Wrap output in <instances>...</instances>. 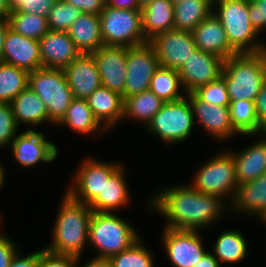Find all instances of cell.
I'll use <instances>...</instances> for the list:
<instances>
[{"label": "cell", "mask_w": 266, "mask_h": 267, "mask_svg": "<svg viewBox=\"0 0 266 267\" xmlns=\"http://www.w3.org/2000/svg\"><path fill=\"white\" fill-rule=\"evenodd\" d=\"M41 68L64 69L81 53L67 31H49L41 39Z\"/></svg>", "instance_id": "20"}, {"label": "cell", "mask_w": 266, "mask_h": 267, "mask_svg": "<svg viewBox=\"0 0 266 267\" xmlns=\"http://www.w3.org/2000/svg\"><path fill=\"white\" fill-rule=\"evenodd\" d=\"M154 0H138V3L141 8L145 7L147 4L151 3Z\"/></svg>", "instance_id": "54"}, {"label": "cell", "mask_w": 266, "mask_h": 267, "mask_svg": "<svg viewBox=\"0 0 266 267\" xmlns=\"http://www.w3.org/2000/svg\"><path fill=\"white\" fill-rule=\"evenodd\" d=\"M254 102L260 136L261 134H266V80Z\"/></svg>", "instance_id": "45"}, {"label": "cell", "mask_w": 266, "mask_h": 267, "mask_svg": "<svg viewBox=\"0 0 266 267\" xmlns=\"http://www.w3.org/2000/svg\"><path fill=\"white\" fill-rule=\"evenodd\" d=\"M141 11L142 30L147 42L155 35L174 29V5L170 0H154Z\"/></svg>", "instance_id": "28"}, {"label": "cell", "mask_w": 266, "mask_h": 267, "mask_svg": "<svg viewBox=\"0 0 266 267\" xmlns=\"http://www.w3.org/2000/svg\"><path fill=\"white\" fill-rule=\"evenodd\" d=\"M11 12L8 0H0V15L8 17Z\"/></svg>", "instance_id": "52"}, {"label": "cell", "mask_w": 266, "mask_h": 267, "mask_svg": "<svg viewBox=\"0 0 266 267\" xmlns=\"http://www.w3.org/2000/svg\"><path fill=\"white\" fill-rule=\"evenodd\" d=\"M221 78L230 101H255L266 80V50L229 57L224 61Z\"/></svg>", "instance_id": "3"}, {"label": "cell", "mask_w": 266, "mask_h": 267, "mask_svg": "<svg viewBox=\"0 0 266 267\" xmlns=\"http://www.w3.org/2000/svg\"><path fill=\"white\" fill-rule=\"evenodd\" d=\"M140 238L133 225L117 214L92 212L88 244L97 250L95 257L110 258L130 248Z\"/></svg>", "instance_id": "5"}, {"label": "cell", "mask_w": 266, "mask_h": 267, "mask_svg": "<svg viewBox=\"0 0 266 267\" xmlns=\"http://www.w3.org/2000/svg\"><path fill=\"white\" fill-rule=\"evenodd\" d=\"M8 29H9L8 17L0 15V58L2 57L4 40Z\"/></svg>", "instance_id": "51"}, {"label": "cell", "mask_w": 266, "mask_h": 267, "mask_svg": "<svg viewBox=\"0 0 266 267\" xmlns=\"http://www.w3.org/2000/svg\"><path fill=\"white\" fill-rule=\"evenodd\" d=\"M182 88L178 70L159 66L154 72L149 90L164 102L176 101L182 99L184 94L180 92Z\"/></svg>", "instance_id": "33"}, {"label": "cell", "mask_w": 266, "mask_h": 267, "mask_svg": "<svg viewBox=\"0 0 266 267\" xmlns=\"http://www.w3.org/2000/svg\"><path fill=\"white\" fill-rule=\"evenodd\" d=\"M65 125L77 134H93L95 136L96 132L99 131L105 133L107 130L99 123L95 118L91 108L89 107L86 99H76L74 98L64 117L57 124Z\"/></svg>", "instance_id": "29"}, {"label": "cell", "mask_w": 266, "mask_h": 267, "mask_svg": "<svg viewBox=\"0 0 266 267\" xmlns=\"http://www.w3.org/2000/svg\"><path fill=\"white\" fill-rule=\"evenodd\" d=\"M121 165L107 180L104 182L102 191L89 204L94 212L114 213L120 208L129 205L131 200L129 186L126 181V173Z\"/></svg>", "instance_id": "24"}, {"label": "cell", "mask_w": 266, "mask_h": 267, "mask_svg": "<svg viewBox=\"0 0 266 267\" xmlns=\"http://www.w3.org/2000/svg\"><path fill=\"white\" fill-rule=\"evenodd\" d=\"M147 204L164 216V227L177 230L200 231L218 222L226 210L229 212V204L220 196L204 194L188 184L169 185L148 199Z\"/></svg>", "instance_id": "1"}, {"label": "cell", "mask_w": 266, "mask_h": 267, "mask_svg": "<svg viewBox=\"0 0 266 267\" xmlns=\"http://www.w3.org/2000/svg\"><path fill=\"white\" fill-rule=\"evenodd\" d=\"M40 250L29 255L22 256L18 251L10 262L9 267H39Z\"/></svg>", "instance_id": "47"}, {"label": "cell", "mask_w": 266, "mask_h": 267, "mask_svg": "<svg viewBox=\"0 0 266 267\" xmlns=\"http://www.w3.org/2000/svg\"><path fill=\"white\" fill-rule=\"evenodd\" d=\"M234 129L241 135H258L259 124L255 112V102L248 100L230 101L228 105Z\"/></svg>", "instance_id": "36"}, {"label": "cell", "mask_w": 266, "mask_h": 267, "mask_svg": "<svg viewBox=\"0 0 266 267\" xmlns=\"http://www.w3.org/2000/svg\"><path fill=\"white\" fill-rule=\"evenodd\" d=\"M8 19L10 29L30 39L39 40L50 31L47 17L38 14L12 11Z\"/></svg>", "instance_id": "35"}, {"label": "cell", "mask_w": 266, "mask_h": 267, "mask_svg": "<svg viewBox=\"0 0 266 267\" xmlns=\"http://www.w3.org/2000/svg\"><path fill=\"white\" fill-rule=\"evenodd\" d=\"M79 259L80 257L76 258L75 267H78L77 264H79L78 262ZM83 265L82 267H113L109 258H100V257H93L90 261H88L86 264Z\"/></svg>", "instance_id": "50"}, {"label": "cell", "mask_w": 266, "mask_h": 267, "mask_svg": "<svg viewBox=\"0 0 266 267\" xmlns=\"http://www.w3.org/2000/svg\"><path fill=\"white\" fill-rule=\"evenodd\" d=\"M194 93L209 104L225 107L230 104L228 90L222 78L199 87Z\"/></svg>", "instance_id": "39"}, {"label": "cell", "mask_w": 266, "mask_h": 267, "mask_svg": "<svg viewBox=\"0 0 266 267\" xmlns=\"http://www.w3.org/2000/svg\"><path fill=\"white\" fill-rule=\"evenodd\" d=\"M76 258L72 255L53 253L43 248L40 249L39 267H75Z\"/></svg>", "instance_id": "42"}, {"label": "cell", "mask_w": 266, "mask_h": 267, "mask_svg": "<svg viewBox=\"0 0 266 267\" xmlns=\"http://www.w3.org/2000/svg\"><path fill=\"white\" fill-rule=\"evenodd\" d=\"M224 59L198 48L178 70L183 92H195L199 87L221 78Z\"/></svg>", "instance_id": "15"}, {"label": "cell", "mask_w": 266, "mask_h": 267, "mask_svg": "<svg viewBox=\"0 0 266 267\" xmlns=\"http://www.w3.org/2000/svg\"><path fill=\"white\" fill-rule=\"evenodd\" d=\"M261 137V139H260ZM241 151L228 152L233 156L238 185L255 180L266 173V134Z\"/></svg>", "instance_id": "22"}, {"label": "cell", "mask_w": 266, "mask_h": 267, "mask_svg": "<svg viewBox=\"0 0 266 267\" xmlns=\"http://www.w3.org/2000/svg\"><path fill=\"white\" fill-rule=\"evenodd\" d=\"M82 11L64 0H55L48 13L47 21L51 31H68Z\"/></svg>", "instance_id": "38"}, {"label": "cell", "mask_w": 266, "mask_h": 267, "mask_svg": "<svg viewBox=\"0 0 266 267\" xmlns=\"http://www.w3.org/2000/svg\"><path fill=\"white\" fill-rule=\"evenodd\" d=\"M163 230L161 243L173 266L194 267L207 252L198 230Z\"/></svg>", "instance_id": "12"}, {"label": "cell", "mask_w": 266, "mask_h": 267, "mask_svg": "<svg viewBox=\"0 0 266 267\" xmlns=\"http://www.w3.org/2000/svg\"><path fill=\"white\" fill-rule=\"evenodd\" d=\"M204 164L195 172L189 185L199 192L220 196L231 203L238 186L233 156L223 149Z\"/></svg>", "instance_id": "7"}, {"label": "cell", "mask_w": 266, "mask_h": 267, "mask_svg": "<svg viewBox=\"0 0 266 267\" xmlns=\"http://www.w3.org/2000/svg\"><path fill=\"white\" fill-rule=\"evenodd\" d=\"M220 266H221L220 262L213 255V253L207 251L194 267H220Z\"/></svg>", "instance_id": "49"}, {"label": "cell", "mask_w": 266, "mask_h": 267, "mask_svg": "<svg viewBox=\"0 0 266 267\" xmlns=\"http://www.w3.org/2000/svg\"><path fill=\"white\" fill-rule=\"evenodd\" d=\"M91 54L95 59L102 86L122 95L127 74V47L103 45Z\"/></svg>", "instance_id": "17"}, {"label": "cell", "mask_w": 266, "mask_h": 267, "mask_svg": "<svg viewBox=\"0 0 266 267\" xmlns=\"http://www.w3.org/2000/svg\"><path fill=\"white\" fill-rule=\"evenodd\" d=\"M3 167H4L3 164L0 162V188H2V185H4V180H5V178H4L5 169Z\"/></svg>", "instance_id": "53"}, {"label": "cell", "mask_w": 266, "mask_h": 267, "mask_svg": "<svg viewBox=\"0 0 266 267\" xmlns=\"http://www.w3.org/2000/svg\"><path fill=\"white\" fill-rule=\"evenodd\" d=\"M18 250L17 245L9 236L0 233V267H9Z\"/></svg>", "instance_id": "44"}, {"label": "cell", "mask_w": 266, "mask_h": 267, "mask_svg": "<svg viewBox=\"0 0 266 267\" xmlns=\"http://www.w3.org/2000/svg\"><path fill=\"white\" fill-rule=\"evenodd\" d=\"M13 158L21 168L30 169L41 163H52L58 157V148L48 141L44 132L29 128L17 134L10 145Z\"/></svg>", "instance_id": "13"}, {"label": "cell", "mask_w": 266, "mask_h": 267, "mask_svg": "<svg viewBox=\"0 0 266 267\" xmlns=\"http://www.w3.org/2000/svg\"><path fill=\"white\" fill-rule=\"evenodd\" d=\"M247 245L246 237L239 230L230 229L218 235L212 253L220 264H238L247 257Z\"/></svg>", "instance_id": "31"}, {"label": "cell", "mask_w": 266, "mask_h": 267, "mask_svg": "<svg viewBox=\"0 0 266 267\" xmlns=\"http://www.w3.org/2000/svg\"><path fill=\"white\" fill-rule=\"evenodd\" d=\"M92 212L88 204L74 200L65 192L56 214L53 240L45 248L53 253L81 257L85 244L88 243Z\"/></svg>", "instance_id": "2"}, {"label": "cell", "mask_w": 266, "mask_h": 267, "mask_svg": "<svg viewBox=\"0 0 266 267\" xmlns=\"http://www.w3.org/2000/svg\"><path fill=\"white\" fill-rule=\"evenodd\" d=\"M18 129L11 103H0V148L12 144Z\"/></svg>", "instance_id": "40"}, {"label": "cell", "mask_w": 266, "mask_h": 267, "mask_svg": "<svg viewBox=\"0 0 266 267\" xmlns=\"http://www.w3.org/2000/svg\"><path fill=\"white\" fill-rule=\"evenodd\" d=\"M77 7L82 13L99 15L105 8V0H64Z\"/></svg>", "instance_id": "46"}, {"label": "cell", "mask_w": 266, "mask_h": 267, "mask_svg": "<svg viewBox=\"0 0 266 267\" xmlns=\"http://www.w3.org/2000/svg\"><path fill=\"white\" fill-rule=\"evenodd\" d=\"M191 33L199 50L217 55L224 60L237 55L230 47L222 24L213 13L200 22Z\"/></svg>", "instance_id": "21"}, {"label": "cell", "mask_w": 266, "mask_h": 267, "mask_svg": "<svg viewBox=\"0 0 266 267\" xmlns=\"http://www.w3.org/2000/svg\"><path fill=\"white\" fill-rule=\"evenodd\" d=\"M229 207L233 214H249L260 220L266 213V173L238 185Z\"/></svg>", "instance_id": "23"}, {"label": "cell", "mask_w": 266, "mask_h": 267, "mask_svg": "<svg viewBox=\"0 0 266 267\" xmlns=\"http://www.w3.org/2000/svg\"><path fill=\"white\" fill-rule=\"evenodd\" d=\"M148 43L153 47L159 66L179 70L197 49L190 31L168 30L155 35Z\"/></svg>", "instance_id": "14"}, {"label": "cell", "mask_w": 266, "mask_h": 267, "mask_svg": "<svg viewBox=\"0 0 266 267\" xmlns=\"http://www.w3.org/2000/svg\"><path fill=\"white\" fill-rule=\"evenodd\" d=\"M194 116L188 97L165 102L159 112L147 125L148 134L159 136L163 144L182 143L191 137ZM151 132V133H150Z\"/></svg>", "instance_id": "8"}, {"label": "cell", "mask_w": 266, "mask_h": 267, "mask_svg": "<svg viewBox=\"0 0 266 267\" xmlns=\"http://www.w3.org/2000/svg\"><path fill=\"white\" fill-rule=\"evenodd\" d=\"M67 32L82 54H91L104 45L99 15L82 13Z\"/></svg>", "instance_id": "26"}, {"label": "cell", "mask_w": 266, "mask_h": 267, "mask_svg": "<svg viewBox=\"0 0 266 267\" xmlns=\"http://www.w3.org/2000/svg\"><path fill=\"white\" fill-rule=\"evenodd\" d=\"M28 86L45 104L51 124H58L74 99L63 69L42 67L31 71Z\"/></svg>", "instance_id": "6"}, {"label": "cell", "mask_w": 266, "mask_h": 267, "mask_svg": "<svg viewBox=\"0 0 266 267\" xmlns=\"http://www.w3.org/2000/svg\"><path fill=\"white\" fill-rule=\"evenodd\" d=\"M248 4L249 0H213V14L222 24L230 47L237 54H255L266 50L265 42L256 39L259 34L251 26Z\"/></svg>", "instance_id": "4"}, {"label": "cell", "mask_w": 266, "mask_h": 267, "mask_svg": "<svg viewBox=\"0 0 266 267\" xmlns=\"http://www.w3.org/2000/svg\"><path fill=\"white\" fill-rule=\"evenodd\" d=\"M105 6L117 9L141 10L138 0H105Z\"/></svg>", "instance_id": "48"}, {"label": "cell", "mask_w": 266, "mask_h": 267, "mask_svg": "<svg viewBox=\"0 0 266 267\" xmlns=\"http://www.w3.org/2000/svg\"><path fill=\"white\" fill-rule=\"evenodd\" d=\"M67 83L76 99H87L101 87L100 74L92 54H80L63 69Z\"/></svg>", "instance_id": "19"}, {"label": "cell", "mask_w": 266, "mask_h": 267, "mask_svg": "<svg viewBox=\"0 0 266 267\" xmlns=\"http://www.w3.org/2000/svg\"><path fill=\"white\" fill-rule=\"evenodd\" d=\"M260 220H261L262 223L263 222H264V224L266 223V213L264 214V216Z\"/></svg>", "instance_id": "56"}, {"label": "cell", "mask_w": 266, "mask_h": 267, "mask_svg": "<svg viewBox=\"0 0 266 267\" xmlns=\"http://www.w3.org/2000/svg\"><path fill=\"white\" fill-rule=\"evenodd\" d=\"M0 61L28 72L41 68L39 40L30 39L9 28Z\"/></svg>", "instance_id": "18"}, {"label": "cell", "mask_w": 266, "mask_h": 267, "mask_svg": "<svg viewBox=\"0 0 266 267\" xmlns=\"http://www.w3.org/2000/svg\"><path fill=\"white\" fill-rule=\"evenodd\" d=\"M28 75V71L0 61V103H11L28 86Z\"/></svg>", "instance_id": "34"}, {"label": "cell", "mask_w": 266, "mask_h": 267, "mask_svg": "<svg viewBox=\"0 0 266 267\" xmlns=\"http://www.w3.org/2000/svg\"><path fill=\"white\" fill-rule=\"evenodd\" d=\"M213 13V0H186L174 6V29L192 32Z\"/></svg>", "instance_id": "30"}, {"label": "cell", "mask_w": 266, "mask_h": 267, "mask_svg": "<svg viewBox=\"0 0 266 267\" xmlns=\"http://www.w3.org/2000/svg\"><path fill=\"white\" fill-rule=\"evenodd\" d=\"M55 0H8L11 11H21L47 17Z\"/></svg>", "instance_id": "41"}, {"label": "cell", "mask_w": 266, "mask_h": 267, "mask_svg": "<svg viewBox=\"0 0 266 267\" xmlns=\"http://www.w3.org/2000/svg\"><path fill=\"white\" fill-rule=\"evenodd\" d=\"M11 107L19 127L24 123L29 124L28 126H35L34 128L46 121L50 124L45 104L29 86L12 100Z\"/></svg>", "instance_id": "27"}, {"label": "cell", "mask_w": 266, "mask_h": 267, "mask_svg": "<svg viewBox=\"0 0 266 267\" xmlns=\"http://www.w3.org/2000/svg\"><path fill=\"white\" fill-rule=\"evenodd\" d=\"M186 96L192 106L194 122L199 123L214 140L222 142L239 134L232 125L228 107L209 104L201 100L194 92Z\"/></svg>", "instance_id": "16"}, {"label": "cell", "mask_w": 266, "mask_h": 267, "mask_svg": "<svg viewBox=\"0 0 266 267\" xmlns=\"http://www.w3.org/2000/svg\"><path fill=\"white\" fill-rule=\"evenodd\" d=\"M104 45L134 47L147 43L142 30V11L105 6L99 14Z\"/></svg>", "instance_id": "9"}, {"label": "cell", "mask_w": 266, "mask_h": 267, "mask_svg": "<svg viewBox=\"0 0 266 267\" xmlns=\"http://www.w3.org/2000/svg\"><path fill=\"white\" fill-rule=\"evenodd\" d=\"M142 241L141 237L130 248L110 257L113 267H155L153 254Z\"/></svg>", "instance_id": "37"}, {"label": "cell", "mask_w": 266, "mask_h": 267, "mask_svg": "<svg viewBox=\"0 0 266 267\" xmlns=\"http://www.w3.org/2000/svg\"><path fill=\"white\" fill-rule=\"evenodd\" d=\"M158 67L159 60L148 42L127 47V74L123 100L149 90L151 78Z\"/></svg>", "instance_id": "11"}, {"label": "cell", "mask_w": 266, "mask_h": 267, "mask_svg": "<svg viewBox=\"0 0 266 267\" xmlns=\"http://www.w3.org/2000/svg\"><path fill=\"white\" fill-rule=\"evenodd\" d=\"M86 100L95 118L107 131L124 119V100L120 93L101 86Z\"/></svg>", "instance_id": "25"}, {"label": "cell", "mask_w": 266, "mask_h": 267, "mask_svg": "<svg viewBox=\"0 0 266 267\" xmlns=\"http://www.w3.org/2000/svg\"><path fill=\"white\" fill-rule=\"evenodd\" d=\"M248 13L256 32L260 34L266 31V0H249Z\"/></svg>", "instance_id": "43"}, {"label": "cell", "mask_w": 266, "mask_h": 267, "mask_svg": "<svg viewBox=\"0 0 266 267\" xmlns=\"http://www.w3.org/2000/svg\"><path fill=\"white\" fill-rule=\"evenodd\" d=\"M172 3H173V5L175 6V5H178V4H180V3H182V2H184V1H186V0H170Z\"/></svg>", "instance_id": "55"}, {"label": "cell", "mask_w": 266, "mask_h": 267, "mask_svg": "<svg viewBox=\"0 0 266 267\" xmlns=\"http://www.w3.org/2000/svg\"><path fill=\"white\" fill-rule=\"evenodd\" d=\"M165 102L152 91L147 90L139 94L127 97L124 100V116L142 122L145 126L159 112Z\"/></svg>", "instance_id": "32"}, {"label": "cell", "mask_w": 266, "mask_h": 267, "mask_svg": "<svg viewBox=\"0 0 266 267\" xmlns=\"http://www.w3.org/2000/svg\"><path fill=\"white\" fill-rule=\"evenodd\" d=\"M122 164L102 162L94 158L82 161L76 169L70 187L66 193L78 202L90 204L102 191L105 180H107Z\"/></svg>", "instance_id": "10"}]
</instances>
